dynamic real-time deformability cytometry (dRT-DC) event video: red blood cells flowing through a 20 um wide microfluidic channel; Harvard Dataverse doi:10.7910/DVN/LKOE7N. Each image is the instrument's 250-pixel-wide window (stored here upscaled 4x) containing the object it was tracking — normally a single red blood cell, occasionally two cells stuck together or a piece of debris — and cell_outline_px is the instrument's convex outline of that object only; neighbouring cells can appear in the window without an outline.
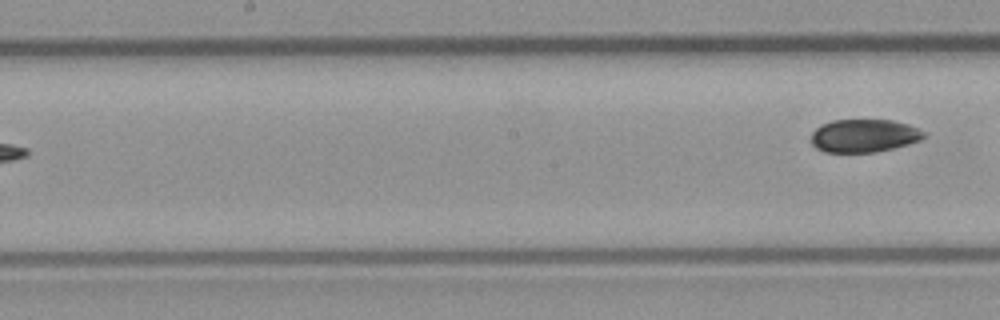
{"species": "common noctule bat (a hibernating species)", "species_latin": "Nyctalus noctula", "temperature_condition": "room temperature", "stored_images_in_passage": 8, "segment_of_instrument_passage": [2, 2], "camera_frame_rate_fps": 3000, "um_per_image_px": 0.085, "animal": {"sex": "male", "body_mass_g": 23.1, "forearm_length_mm": 52.7}, "frame": {"image": 1, "passage_image": 8, "time_ms": 8.333, "image_size_px": [1000, 320], "cell_outline_px": [[924, 136], [920, 140], [908, 144], [876, 152], [824, 152], [816, 148], [812, 144], [812, 132], [816, 128], [832, 120], [892, 120], [908, 124], [924, 132]], "centroid_in_image_um": [73.42, 11.54], "position_along_channel_um": 174.8, "area_um2": 21.5}}